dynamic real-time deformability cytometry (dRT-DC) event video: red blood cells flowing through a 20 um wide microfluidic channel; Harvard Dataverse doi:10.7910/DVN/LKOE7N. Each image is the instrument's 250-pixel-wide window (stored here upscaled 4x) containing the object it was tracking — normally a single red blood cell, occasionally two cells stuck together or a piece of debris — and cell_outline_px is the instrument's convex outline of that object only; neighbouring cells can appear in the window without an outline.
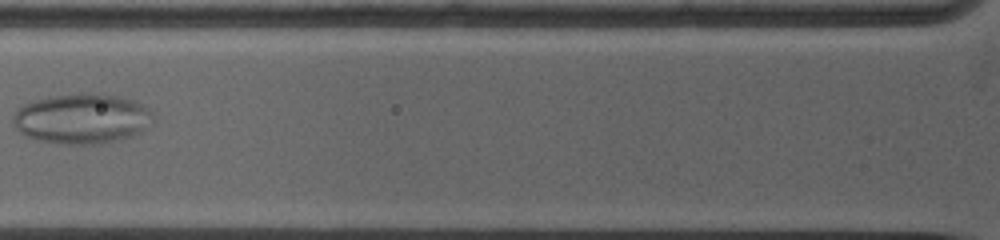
{"species": "common noctule bat (a hibernating species)", "species_latin": "Nyctalus noctula", "temperature_condition": "warm", "stored_images_in_passage": 22, "camera_frame_rate_fps": 5000, "um_per_image_px": 0.085, "animal": {"sex": "female", "body_mass_g": 19.0, "forearm_length_mm": 53.3}, "frame": {"image": 1, "passage_image": 7, "time_ms": 3.4, "image_size_px": [1000, 240], "cell_outline_px": [[140, 108], [132, 128], [128, 132], [108, 140], [80, 144], [68, 144], [48, 140], [32, 136], [24, 132], [16, 124], [16, 112], [24, 104], [36, 100], [56, 96], [84, 92], [100, 92], [132, 100], [140, 104]], "centroid_in_image_um": [6.65, 10.0], "position_along_channel_um": 119.2, "area_um2": 36.07}}